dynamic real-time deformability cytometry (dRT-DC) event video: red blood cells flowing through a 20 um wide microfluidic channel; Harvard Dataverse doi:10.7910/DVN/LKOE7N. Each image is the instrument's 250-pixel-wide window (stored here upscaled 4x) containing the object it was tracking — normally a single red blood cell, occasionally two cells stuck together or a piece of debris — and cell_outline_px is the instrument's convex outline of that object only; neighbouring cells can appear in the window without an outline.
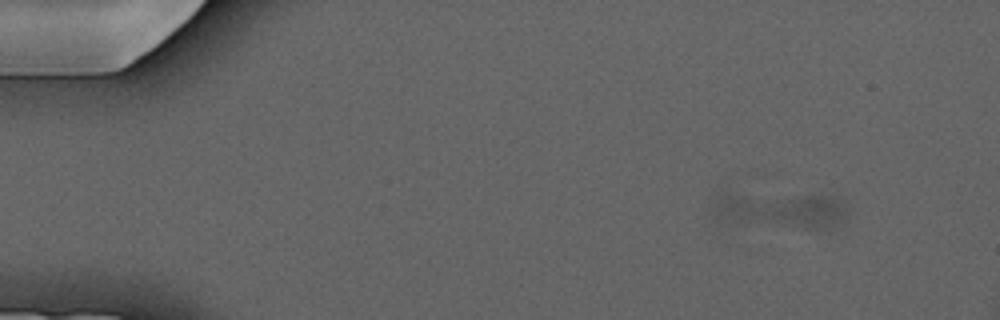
{"species": "common noctule bat (a hibernating species)", "species_latin": "Nyctalus noctula", "temperature_condition": "cold", "stored_images_in_passage": 5, "segment_of_instrument_passage": [1, 3], "camera_frame_rate_fps": 3000, "um_per_image_px": 0.085, "animal": {"sex": "male", "forearm_length_mm": 52.5}, "frame": {"image": 1, "passage_image": 1, "time_ms": 0.0, "image_size_px": [1000, 320], "cell_outline_px": [[848, 212], [840, 220], [824, 228], [804, 228], [728, 224], [716, 216], [712, 212], [716, 196], [724, 192], [832, 196], [848, 208]], "centroid_in_image_um": [66.18, 17.85], "position_along_channel_um": 18.8, "area_um2": 28.84}}